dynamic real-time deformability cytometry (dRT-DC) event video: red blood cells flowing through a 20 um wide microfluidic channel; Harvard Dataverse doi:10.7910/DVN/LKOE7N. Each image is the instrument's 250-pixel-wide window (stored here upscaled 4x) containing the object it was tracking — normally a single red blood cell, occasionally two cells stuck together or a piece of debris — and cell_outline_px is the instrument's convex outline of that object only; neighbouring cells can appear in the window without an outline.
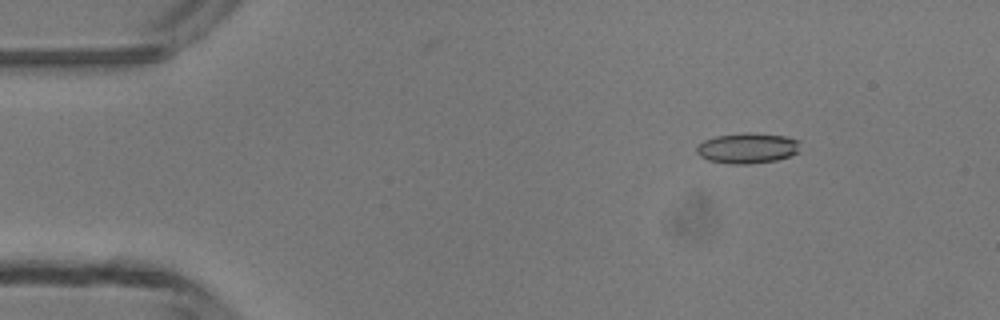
{"species": "common noctule bat (a hibernating species)", "species_latin": "Nyctalus noctula", "temperature_condition": "room temperature", "stored_images_in_passage": 4, "camera_frame_rate_fps": 3000, "um_per_image_px": 0.085, "animal": {"sex": "male", "body_mass_g": 13.3}, "frame": {"image": 1, "passage_image": 2, "time_ms": 2.0, "image_size_px": [1000, 320], "cell_outline_px": [[800, 152], [776, 160], [748, 164], [728, 164], [708, 160], [700, 156], [696, 152], [696, 148], [704, 140], [716, 136], [748, 132], [784, 136], [800, 140]], "centroid_in_image_um": [63.55, 12.59], "position_along_channel_um": 21.4, "area_um2": 18.44}}